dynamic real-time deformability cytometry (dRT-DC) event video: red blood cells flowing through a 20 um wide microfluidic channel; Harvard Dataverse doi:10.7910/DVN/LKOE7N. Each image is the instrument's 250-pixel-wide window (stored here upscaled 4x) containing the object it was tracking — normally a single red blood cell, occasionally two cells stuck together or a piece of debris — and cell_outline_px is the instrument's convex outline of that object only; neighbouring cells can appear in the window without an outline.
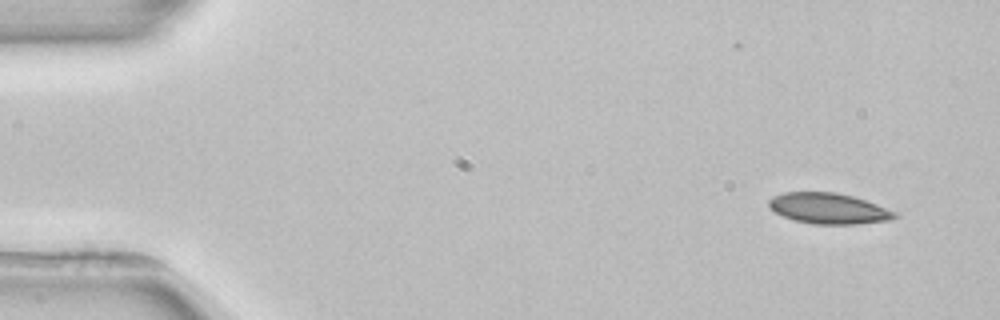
{"species": "common noctule bat (a hibernating species)", "species_latin": "Nyctalus noctula", "temperature_condition": "room temperature", "stored_images_in_passage": 5, "segment_of_instrument_passage": [1, 2], "camera_frame_rate_fps": 3000, "um_per_image_px": 0.085, "animal": {"sex": "female", "body_mass_g": 22.7, "forearm_length_mm": 54.2}, "frame": {"image": 1, "passage_image": 1, "time_ms": 0.0, "image_size_px": [1000, 320], "cell_outline_px": [[900, 216], [892, 220], [856, 224], [816, 224], [796, 220], [784, 216], [776, 212], [768, 204], [768, 200], [772, 196], [784, 192], [836, 192], [852, 196], [900, 212]], "centroid_in_image_um": [70.5, 17.72], "position_along_channel_um": 14.5, "area_um2": 22.6}}
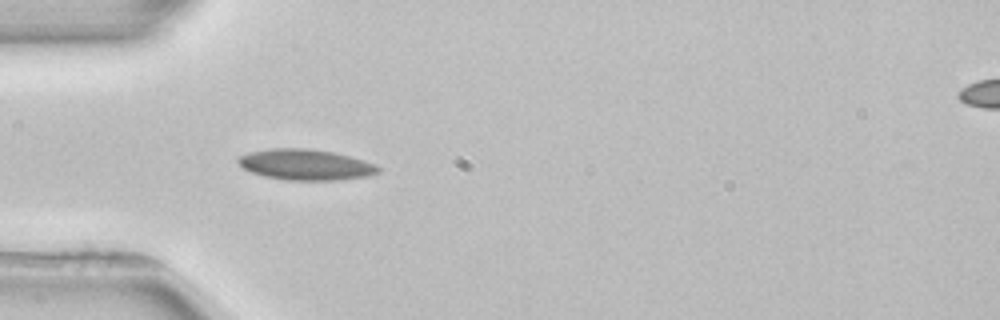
{"frame": {"image": 2, "passage_image": 4, "time_ms": 4.0, "image_size_px": [1000, 320], "cell_outline_px": [[380, 172], [368, 176], [340, 180], [288, 180], [264, 176], [252, 172], [244, 168], [236, 160], [240, 156], [248, 152], [272, 148], [308, 148], [336, 152], [364, 160], [376, 164], [380, 168]], "centroid_in_image_um": [26.02, 13.99], "position_along_channel_um": 59.0, "area_um2": 25.26}}